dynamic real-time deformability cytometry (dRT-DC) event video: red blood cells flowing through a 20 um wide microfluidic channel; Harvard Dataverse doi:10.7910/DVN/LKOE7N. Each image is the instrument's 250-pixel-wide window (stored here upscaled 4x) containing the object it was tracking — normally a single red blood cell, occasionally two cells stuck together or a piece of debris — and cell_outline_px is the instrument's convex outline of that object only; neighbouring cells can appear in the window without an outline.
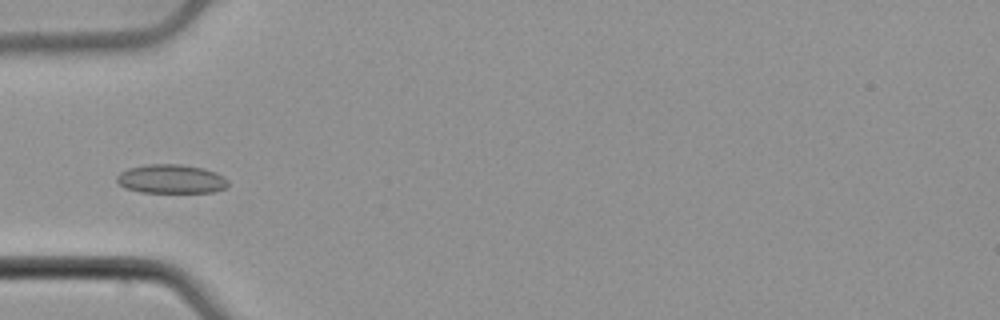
{"species": "common noctule bat (a hibernating species)", "species_latin": "Nyctalus noctula", "temperature_condition": "cold", "stored_images_in_passage": 37, "camera_frame_rate_fps": 3000, "um_per_image_px": 0.085, "animal": {"sex": "male", "body_mass_g": 21.5, "forearm_length_mm": 52.0}, "frame": {"image": 1, "passage_image": 1, "time_ms": 0.0, "image_size_px": [1000, 320], "cell_outline_px": [[228, 184], [224, 188], [212, 192], [140, 192], [124, 188], [116, 180], [116, 176], [120, 172], [128, 168], [144, 164], [180, 164], [204, 168], [216, 172], [224, 176], [228, 180]], "centroid_in_image_um": [14.53, 15.2], "position_along_channel_um": 70.5, "area_um2": 18.9}}
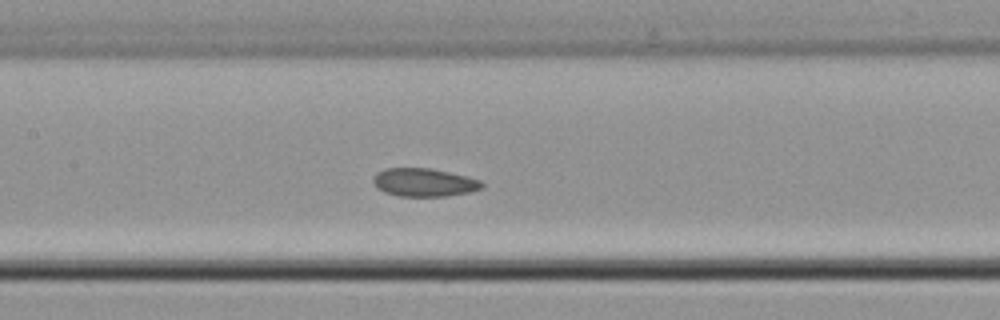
{"frame": {"image": 2, "passage_image": 9, "time_ms": 2.667, "image_size_px": [1000, 320], "cell_outline_px": [[484, 188], [468, 192], [444, 196], [396, 196], [384, 192], [376, 188], [372, 180], [376, 172], [384, 168], [432, 168], [468, 176], [480, 180], [484, 184]], "centroid_in_image_um": [36.03, 15.5], "position_along_channel_um": 171.4, "area_um2": 18.09}}
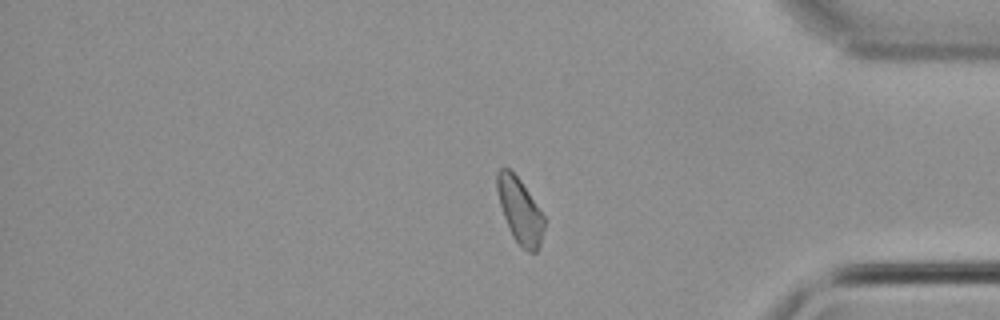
{"frame": {"image": 3, "passage_image": 28, "time_ms": 9.0, "image_size_px": [1000, 320], "cell_outline_px": [[544, 228], [540, 244], [536, 252], [528, 252], [512, 236], [508, 228], [500, 204], [496, 188], [496, 172], [500, 168], [508, 168], [520, 180], [544, 216]], "centroid_in_image_um": [44.17, 17.9], "position_along_channel_um": 391.0, "area_um2": 17.57}, "authors_computed_cell_mechanics": {"area_um2": 18.1492, "velocity_mm_per_s": 3.8274, "shape_relaxation_time_tau1_ms": null, "shape_relaxation_time_tau2_ms": 7.784, "deformation_change_tau1": null, "deformation_change_tau2": 0.0922}}